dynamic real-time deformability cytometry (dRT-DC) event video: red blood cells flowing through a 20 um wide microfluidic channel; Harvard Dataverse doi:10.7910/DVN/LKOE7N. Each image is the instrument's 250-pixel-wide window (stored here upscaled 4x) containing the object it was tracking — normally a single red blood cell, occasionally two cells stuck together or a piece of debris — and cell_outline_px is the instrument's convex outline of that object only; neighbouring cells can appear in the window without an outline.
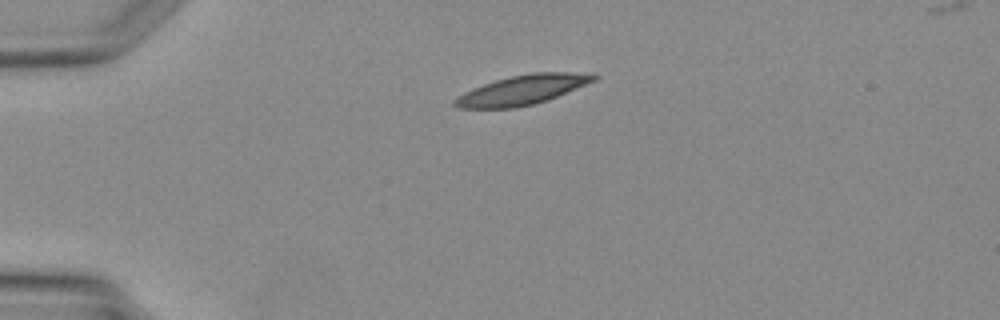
{"species": "Egyptian fruit bat (a non-hibernating species)", "species_latin": "Rousettus aegyptiacus", "temperature_condition": "warm", "stored_images_in_passage": 5, "camera_frame_rate_fps": 3000, "um_per_image_px": 0.085, "animal": {"sex": "female"}, "frame": {"image": 1, "passage_image": 3, "time_ms": 3.667, "image_size_px": [1000, 320], "cell_outline_px": [[600, 76], [596, 80], [548, 100], [516, 108], [456, 108], [452, 104], [452, 100], [464, 92], [472, 88], [496, 80], [512, 76], [532, 72], [568, 72]], "centroid_in_image_um": [44.34, 7.65], "position_along_channel_um": 40.7, "area_um2": 23.76}}